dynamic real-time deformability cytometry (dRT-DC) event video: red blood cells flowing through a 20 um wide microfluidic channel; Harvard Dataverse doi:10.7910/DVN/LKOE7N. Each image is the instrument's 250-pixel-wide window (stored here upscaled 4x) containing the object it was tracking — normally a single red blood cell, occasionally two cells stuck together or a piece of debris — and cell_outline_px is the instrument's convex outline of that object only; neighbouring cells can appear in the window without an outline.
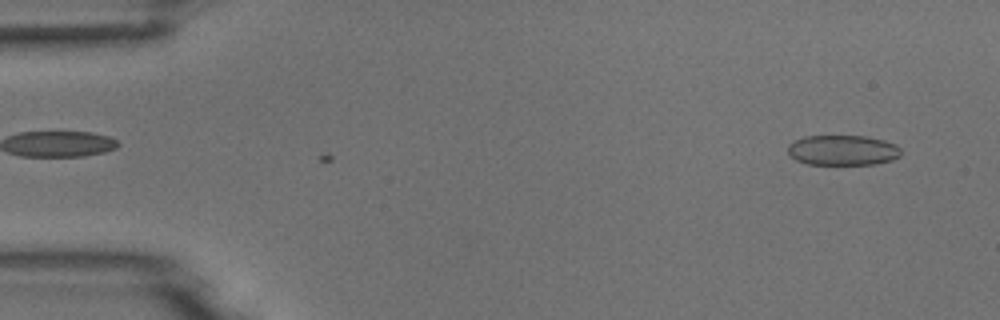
{"species": "common noctule bat (a hibernating species)", "species_latin": "Nyctalus noctula", "temperature_condition": "room temperature", "stored_images_in_passage": 5, "camera_frame_rate_fps": 3000, "um_per_image_px": 0.085, "animal": {"sex": "male", "body_mass_g": 18.8}, "frame": {"image": 1, "passage_image": 5, "time_ms": 1.333, "image_size_px": [1000, 320], "cell_outline_px": [[900, 156], [892, 160], [876, 164], [808, 164], [796, 160], [788, 152], [788, 144], [804, 136], [864, 136], [884, 140], [896, 144], [900, 148]], "centroid_in_image_um": [71.65, 12.77], "position_along_channel_um": 13.4, "area_um2": 19.88}}